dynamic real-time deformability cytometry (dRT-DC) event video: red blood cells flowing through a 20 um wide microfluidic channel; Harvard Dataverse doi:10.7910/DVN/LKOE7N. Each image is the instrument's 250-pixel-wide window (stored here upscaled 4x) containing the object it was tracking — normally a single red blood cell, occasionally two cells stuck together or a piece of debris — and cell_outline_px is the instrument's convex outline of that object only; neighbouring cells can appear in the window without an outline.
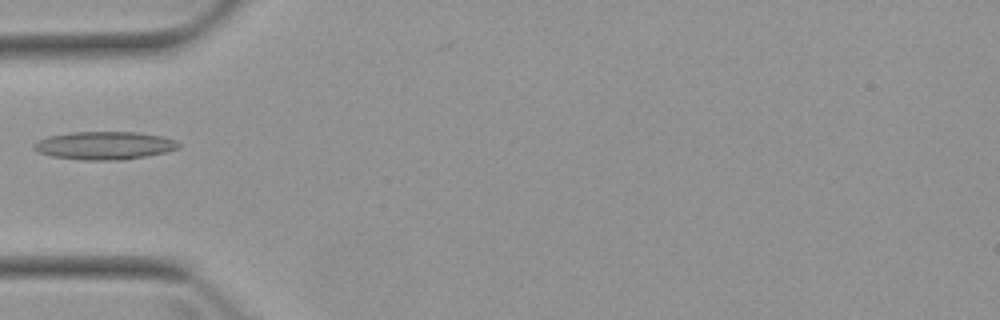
{"species": "Egyptian fruit bat (a non-hibernating species)", "species_latin": "Rousettus aegyptiacus", "temperature_condition": "warm", "stored_images_in_passage": 5, "camera_frame_rate_fps": 3000, "um_per_image_px": 0.085, "animal": {"sex": "female"}, "frame": {"image": 1, "passage_image": 3, "time_ms": 2.333, "image_size_px": [1000, 320], "cell_outline_px": [[180, 148], [168, 152], [124, 160], [80, 160], [52, 156], [36, 152], [32, 148], [32, 144], [36, 140], [48, 136], [72, 132], [136, 132], [160, 136], [176, 140], [180, 144]], "centroid_in_image_um": [8.85, 12.37], "position_along_channel_um": 76.2, "area_um2": 23.93}}
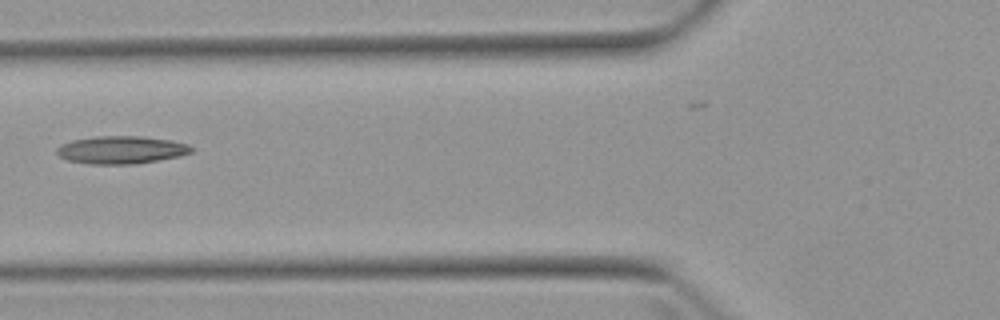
{"frame": {"image": 2, "passage_image": 4, "time_ms": 3.333, "image_size_px": [1000, 320], "cell_outline_px": [[196, 148], [192, 152], [180, 156], [136, 164], [92, 164], [68, 160], [60, 156], [56, 152], [56, 148], [60, 144], [72, 140], [96, 136], [140, 136], [172, 140], [188, 144]], "centroid_in_image_um": [10.33, 12.73], "position_along_channel_um": 115.5, "area_um2": 21.91}}